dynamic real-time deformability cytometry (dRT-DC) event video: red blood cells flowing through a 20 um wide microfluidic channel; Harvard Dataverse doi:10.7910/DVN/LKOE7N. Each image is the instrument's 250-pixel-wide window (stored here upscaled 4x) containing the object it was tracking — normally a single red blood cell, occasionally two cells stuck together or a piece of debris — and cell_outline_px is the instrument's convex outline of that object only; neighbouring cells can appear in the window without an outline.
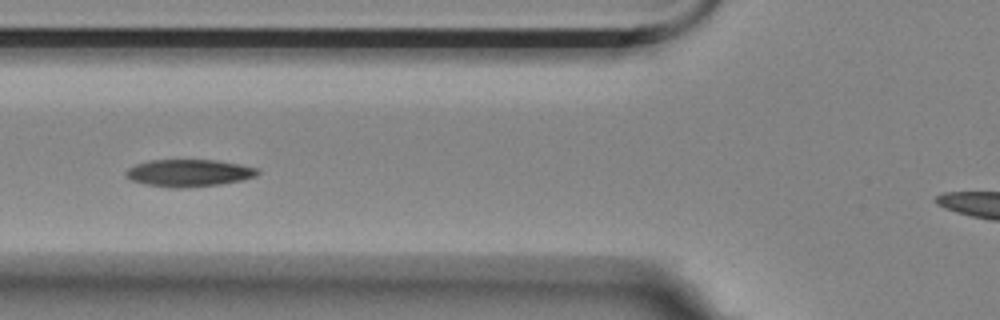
{"species": "Egyptian fruit bat (a non-hibernating species)", "species_latin": "Rousettus aegyptiacus", "temperature_condition": "room temperature", "stored_images_in_passage": 5, "camera_frame_rate_fps": 3000, "um_per_image_px": 0.085, "animal": {"sex": "female"}, "frame": {"image": 1, "passage_image": 5, "time_ms": 1.333, "image_size_px": [1000, 320], "cell_outline_px": [[260, 172], [256, 176], [244, 180], [220, 184], [184, 188], [168, 188], [144, 184], [132, 180], [124, 176], [124, 172], [128, 168], [136, 164], [148, 160], [216, 160], [240, 164], [260, 168]], "centroid_in_image_um": [16.06, 14.7], "position_along_channel_um": 109.7, "area_um2": 21.21}}